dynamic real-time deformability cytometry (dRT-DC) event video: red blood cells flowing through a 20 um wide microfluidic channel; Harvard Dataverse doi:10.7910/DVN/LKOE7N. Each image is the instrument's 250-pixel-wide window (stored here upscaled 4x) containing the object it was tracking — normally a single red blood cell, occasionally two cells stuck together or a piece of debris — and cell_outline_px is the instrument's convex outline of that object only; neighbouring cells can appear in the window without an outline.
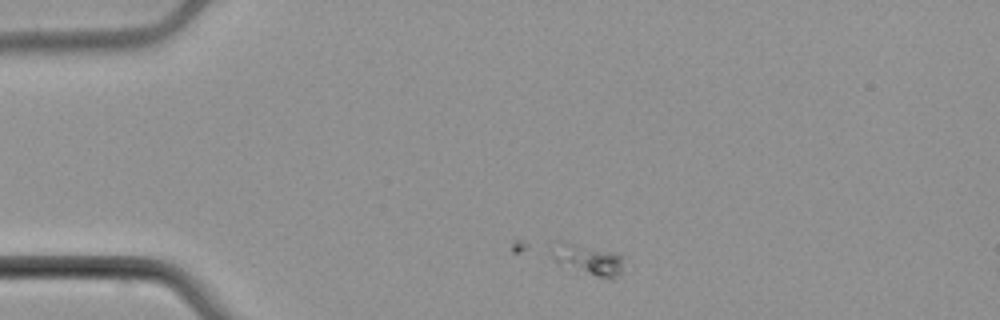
{"species": "common noctule bat (a hibernating species)", "species_latin": "Nyctalus noctula", "temperature_condition": "cold", "stored_images_in_passage": 2, "camera_frame_rate_fps": 3000, "um_per_image_px": 0.085, "animal": {"sex": "male", "body_mass_g": 21.5, "forearm_length_mm": 52.0}, "frame": {"image": 1, "passage_image": 1, "time_ms": 0.0, "image_size_px": [1000, 320], "cell_outline_px": [[624, 272], [620, 276], [612, 280], [596, 276], [556, 260], [540, 244], [556, 236], [616, 252], [624, 256]], "centroid_in_image_um": [49.83, 21.89], "position_along_channel_um": 35.2, "area_um2": 14.51}}